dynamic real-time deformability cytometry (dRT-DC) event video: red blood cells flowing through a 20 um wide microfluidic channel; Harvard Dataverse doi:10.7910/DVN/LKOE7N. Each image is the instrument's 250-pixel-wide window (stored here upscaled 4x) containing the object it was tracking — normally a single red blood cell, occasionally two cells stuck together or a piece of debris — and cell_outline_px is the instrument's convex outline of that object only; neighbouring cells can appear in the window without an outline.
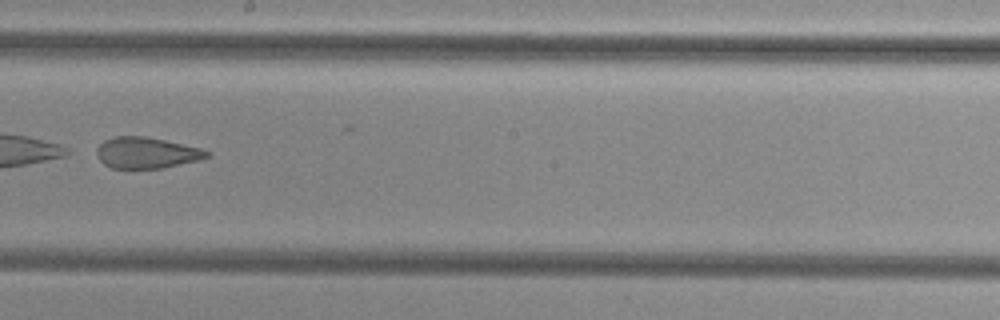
{"species": "common noctule bat (a hibernating species)", "species_latin": "Nyctalus noctula", "temperature_condition": "cold", "stored_images_in_passage": 10, "camera_frame_rate_fps": 3000, "um_per_image_px": 0.085, "animal": {"sex": "female", "body_mass_g": 29.2, "forearm_length_mm": 56.3}, "frame": {"image": 1, "passage_image": 9, "time_ms": 10.0, "image_size_px": [1000, 320], "cell_outline_px": [[212, 152], [208, 156], [196, 160], [164, 168], [112, 168], [104, 164], [96, 156], [96, 148], [104, 140], [116, 136], [144, 136], [164, 140], [200, 148]], "centroid_in_image_um": [12.41, 12.98], "position_along_channel_um": 235.8, "area_um2": 19.83}}
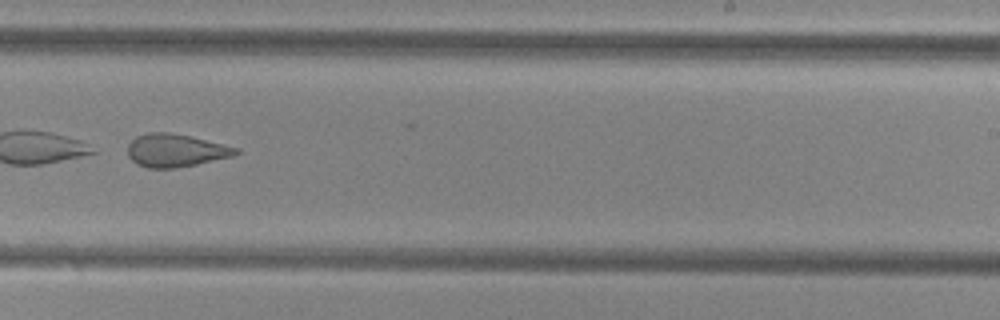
{"frame": {"image": 2, "passage_image": 10, "time_ms": 11.0, "image_size_px": [1000, 320], "cell_outline_px": [[240, 152], [232, 156], [196, 164], [176, 168], [148, 168], [136, 164], [128, 156], [128, 144], [136, 136], [148, 132], [168, 132], [188, 136], [240, 148]], "centroid_in_image_um": [14.9, 12.79], "position_along_channel_um": 274.1, "area_um2": 20.63}}